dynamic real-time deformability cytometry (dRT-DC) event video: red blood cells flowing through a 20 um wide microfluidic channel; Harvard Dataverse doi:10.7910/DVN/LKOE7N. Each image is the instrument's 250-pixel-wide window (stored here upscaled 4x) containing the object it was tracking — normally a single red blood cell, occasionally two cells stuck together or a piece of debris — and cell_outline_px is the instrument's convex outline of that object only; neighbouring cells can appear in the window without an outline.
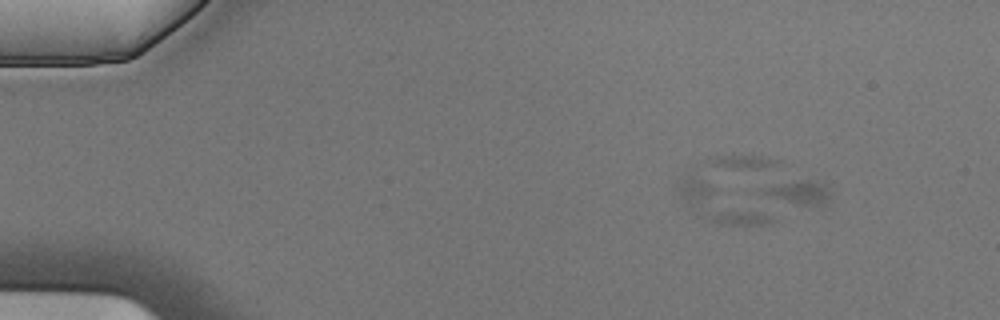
{"species": "Egyptian fruit bat (a non-hibernating species)", "species_latin": "Rousettus aegyptiacus", "temperature_condition": "cold", "stored_images_in_passage": 6, "camera_frame_rate_fps": 3000, "um_per_image_px": 0.085, "animal": {"sex": "male"}, "frame": {"image": 1, "passage_image": 3, "time_ms": 0.667, "image_size_px": [1000, 320], "cell_outline_px": [[832, 200], [824, 204], [772, 224], [720, 224], [708, 220], [708, 216], [744, 192], [760, 188], [800, 180], [824, 180], [828, 184], [832, 192]], "centroid_in_image_um": [65.76, 17.26], "position_along_channel_um": 19.2, "area_um2": 25.37}}